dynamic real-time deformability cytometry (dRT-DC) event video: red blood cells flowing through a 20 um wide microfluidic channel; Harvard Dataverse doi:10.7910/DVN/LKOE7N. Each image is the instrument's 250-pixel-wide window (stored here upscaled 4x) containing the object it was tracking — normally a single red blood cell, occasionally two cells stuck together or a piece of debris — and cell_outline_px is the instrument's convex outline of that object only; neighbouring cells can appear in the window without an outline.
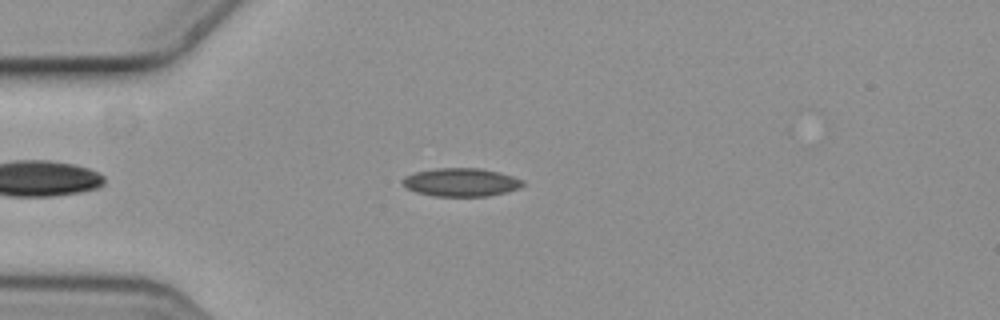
{"species": "common noctule bat (a hibernating species)", "species_latin": "Nyctalus noctula", "temperature_condition": "cold", "stored_images_in_passage": 6, "camera_frame_rate_fps": 3000, "um_per_image_px": 0.085, "animal": {"sex": "female", "body_mass_g": 19.3, "forearm_length_mm": 54.1}, "frame": {"image": 1, "passage_image": 2, "time_ms": 0.333, "image_size_px": [1000, 320], "cell_outline_px": [[524, 184], [520, 188], [488, 196], [432, 196], [416, 192], [404, 188], [400, 180], [404, 176], [416, 172], [436, 168], [480, 168], [500, 172], [524, 180]], "centroid_in_image_um": [39.15, 15.49], "position_along_channel_um": 45.9, "area_um2": 20.0}}
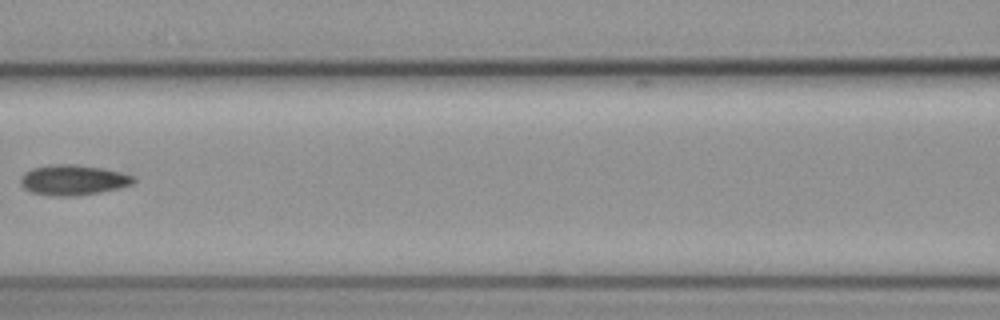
{"frame": {"image": 2, "passage_image": 5, "time_ms": 1.333, "image_size_px": [1000, 320], "cell_outline_px": [[136, 180], [132, 184], [120, 188], [100, 192], [76, 196], [52, 196], [32, 192], [24, 188], [20, 184], [20, 176], [24, 172], [32, 168], [48, 164], [76, 164], [104, 168], [136, 176]], "centroid_in_image_um": [6.21, 15.29], "position_along_channel_um": 160.4, "area_um2": 20.29}}
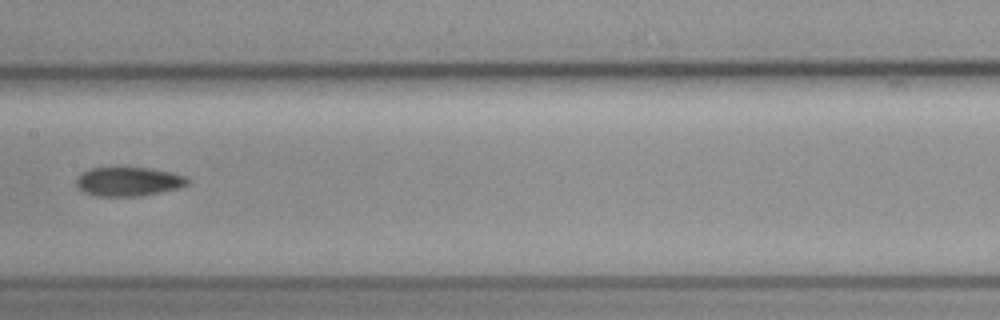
{"frame": {"image": 3, "passage_image": 6, "time_ms": 1.667, "image_size_px": [1000, 320], "cell_outline_px": [[192, 180], [188, 184], [180, 188], [140, 196], [96, 196], [84, 192], [76, 188], [76, 180], [80, 172], [88, 168], [148, 168], [172, 172], [188, 176]], "centroid_in_image_um": [10.93, 15.43], "position_along_channel_um": 196.5, "area_um2": 19.13}}